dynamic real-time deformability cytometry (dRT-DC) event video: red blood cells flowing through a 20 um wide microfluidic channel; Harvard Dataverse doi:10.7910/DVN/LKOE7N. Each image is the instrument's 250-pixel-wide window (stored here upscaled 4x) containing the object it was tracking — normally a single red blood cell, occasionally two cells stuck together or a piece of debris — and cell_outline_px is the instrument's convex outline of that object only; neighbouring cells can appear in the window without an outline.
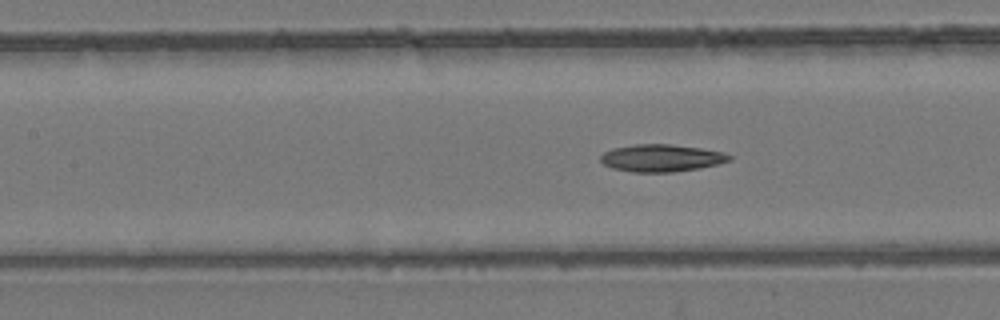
{"species": "common noctule bat (a hibernating species)", "species_latin": "Nyctalus noctula", "temperature_condition": "room temperature", "stored_images_in_passage": 5, "camera_frame_rate_fps": 3000, "um_per_image_px": 0.085, "animal": {"sex": "female", "body_mass_g": 24.6, "forearm_length_mm": 56.2}, "frame": {"image": 1, "passage_image": 4, "time_ms": 4.333, "image_size_px": [1000, 320], "cell_outline_px": [[732, 160], [720, 164], [700, 168], [672, 172], [632, 172], [612, 168], [604, 164], [600, 160], [600, 156], [604, 152], [612, 148], [632, 144], [668, 144], [700, 148], [724, 152], [732, 156]], "centroid_in_image_um": [56.23, 13.43], "position_along_channel_um": 151.2, "area_um2": 20.63}}